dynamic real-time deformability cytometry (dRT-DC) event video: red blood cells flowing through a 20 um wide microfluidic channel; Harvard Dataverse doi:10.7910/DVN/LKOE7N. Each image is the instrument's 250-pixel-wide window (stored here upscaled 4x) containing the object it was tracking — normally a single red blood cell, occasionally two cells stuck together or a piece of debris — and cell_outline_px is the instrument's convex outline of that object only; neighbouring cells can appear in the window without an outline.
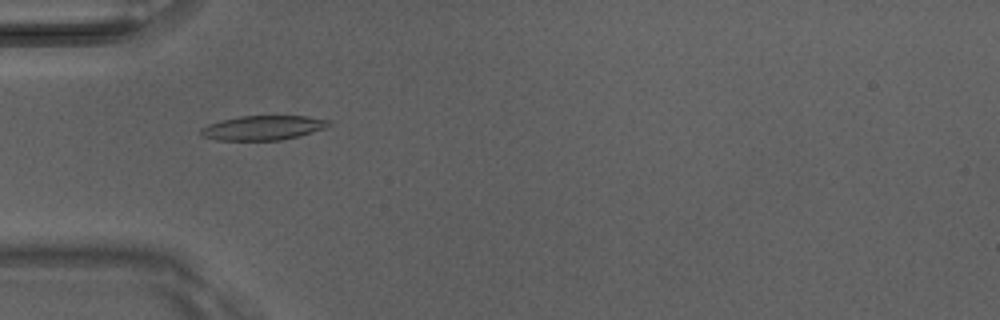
{"species": "Egyptian fruit bat (a non-hibernating species)", "species_latin": "Rousettus aegyptiacus", "temperature_condition": "room temperature", "stored_images_in_passage": 38, "camera_frame_rate_fps": 3000, "um_per_image_px": 0.085, "animal": {"sex": "male"}, "frame": {"image": 1, "passage_image": 7, "time_ms": 2.0, "image_size_px": [1000, 320], "cell_outline_px": [[332, 124], [324, 128], [300, 136], [280, 140], [216, 140], [200, 136], [200, 128], [208, 124], [220, 120], [240, 116], [304, 116], [332, 120]], "centroid_in_image_um": [22.34, 10.86], "position_along_channel_um": 62.7, "area_um2": 18.38}}
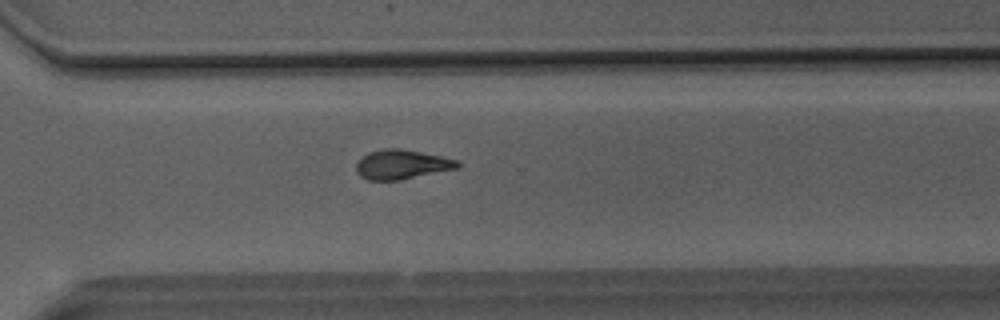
{"frame": {"image": 2, "passage_image": 27, "time_ms": 8.667, "image_size_px": [1000, 320], "cell_outline_px": [[460, 168], [400, 180], [368, 180], [360, 176], [356, 172], [356, 164], [368, 152], [384, 148], [400, 148], [440, 156], [456, 160], [460, 164]], "centroid_in_image_um": [34.15, 13.98], "position_along_channel_um": 336.5, "area_um2": 17.34}}
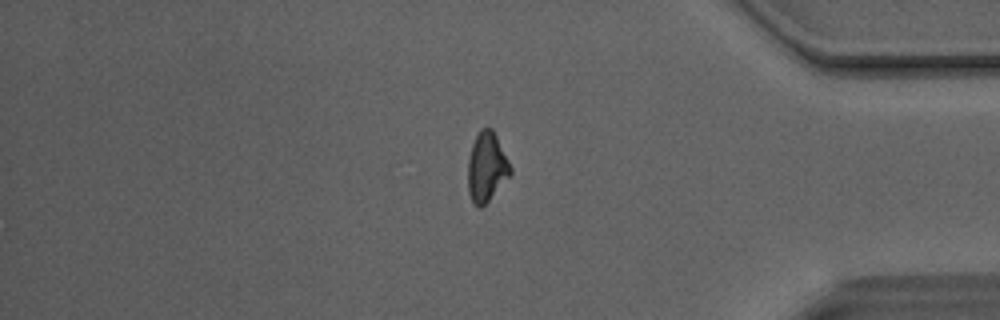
{"frame": {"image": 3, "passage_image": 33, "time_ms": 10.667, "image_size_px": [1000, 320], "cell_outline_px": [[512, 172], [488, 200], [480, 208], [476, 208], [472, 204], [468, 192], [468, 156], [472, 144], [480, 128], [492, 128], [512, 168]], "centroid_in_image_um": [41.33, 14.21], "position_along_channel_um": 393.9, "area_um2": 17.05}, "authors_computed_cell_mechanics": {"area_um2": 17.2533, "velocity_mm_per_s": 4.1476, "shape_relaxation_time_tau1_ms": null, "shape_relaxation_time_tau2_ms": 4.1351, "deformation_change_tau1": null, "deformation_change_tau2": 0.1357}}